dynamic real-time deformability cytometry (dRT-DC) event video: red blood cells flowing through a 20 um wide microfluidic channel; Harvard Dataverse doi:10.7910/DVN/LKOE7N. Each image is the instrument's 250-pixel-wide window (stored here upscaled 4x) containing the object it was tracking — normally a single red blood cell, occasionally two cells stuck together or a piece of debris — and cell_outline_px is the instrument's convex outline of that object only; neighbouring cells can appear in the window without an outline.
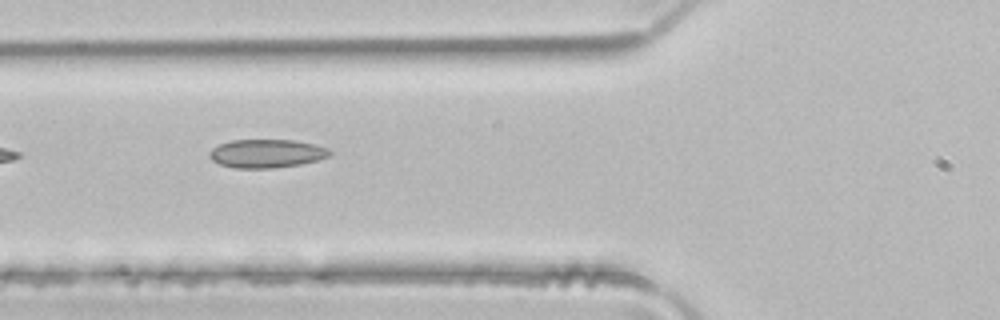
{"species": "common noctule bat (a hibernating species)", "species_latin": "Nyctalus noctula", "temperature_condition": "room temperature", "stored_images_in_passage": 4, "camera_frame_rate_fps": 3000, "um_per_image_px": 0.085, "animal": {"sex": "male", "body_mass_g": 21.5, "forearm_length_mm": 52.0}, "frame": {"image": 1, "passage_image": 3, "time_ms": 0.667, "image_size_px": [1000, 320], "cell_outline_px": [[332, 152], [328, 156], [316, 160], [300, 164], [272, 168], [236, 168], [220, 164], [212, 160], [208, 156], [208, 152], [212, 148], [220, 144], [232, 140], [292, 140], [316, 144], [328, 148]], "centroid_in_image_um": [22.64, 13.04], "position_along_channel_um": 103.2, "area_um2": 19.88}}
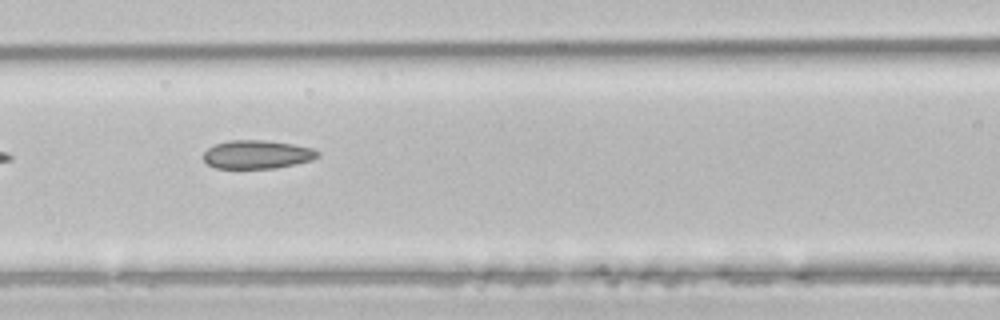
{"frame": {"image": 2, "passage_image": 4, "time_ms": 1.0, "image_size_px": [1000, 320], "cell_outline_px": [[320, 156], [312, 160], [296, 164], [276, 168], [216, 168], [208, 164], [204, 160], [204, 152], [208, 148], [216, 144], [232, 140], [264, 140], [292, 144], [312, 148], [320, 152]], "centroid_in_image_um": [21.89, 13.13], "position_along_channel_um": 144.7, "area_um2": 18.9}}